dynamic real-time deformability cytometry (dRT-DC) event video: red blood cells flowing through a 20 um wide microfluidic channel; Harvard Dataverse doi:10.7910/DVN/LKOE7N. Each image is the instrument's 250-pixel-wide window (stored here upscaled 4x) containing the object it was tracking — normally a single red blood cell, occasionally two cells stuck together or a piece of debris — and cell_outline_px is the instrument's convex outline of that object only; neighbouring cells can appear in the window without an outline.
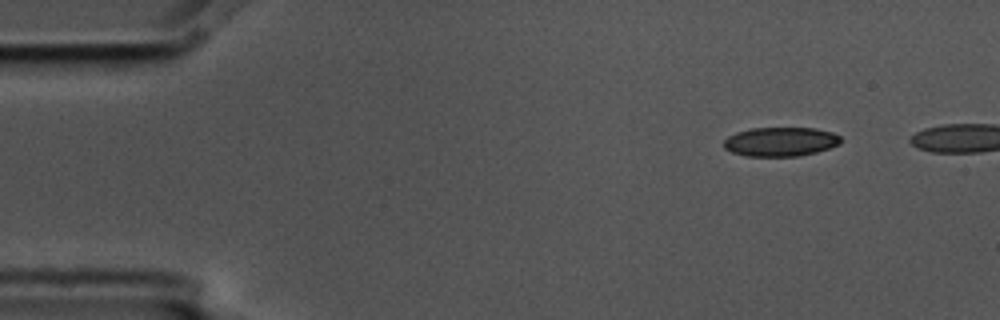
{"species": "common noctule bat (a hibernating species)", "species_latin": "Nyctalus noctula", "temperature_condition": "cold", "stored_images_in_passage": 4, "camera_frame_rate_fps": 3000, "um_per_image_px": 0.085, "animal": {"sex": "male", "body_mass_g": 17.5, "forearm_length_mm": 52.3}, "frame": {"image": 1, "passage_image": 1, "time_ms": 0.0, "image_size_px": [1000, 320], "cell_outline_px": [[840, 144], [816, 152], [796, 156], [744, 156], [732, 152], [724, 148], [724, 140], [728, 136], [736, 132], [752, 128], [816, 128], [832, 132], [840, 136]], "centroid_in_image_um": [66.33, 12.04], "position_along_channel_um": 18.7, "area_um2": 19.83}}